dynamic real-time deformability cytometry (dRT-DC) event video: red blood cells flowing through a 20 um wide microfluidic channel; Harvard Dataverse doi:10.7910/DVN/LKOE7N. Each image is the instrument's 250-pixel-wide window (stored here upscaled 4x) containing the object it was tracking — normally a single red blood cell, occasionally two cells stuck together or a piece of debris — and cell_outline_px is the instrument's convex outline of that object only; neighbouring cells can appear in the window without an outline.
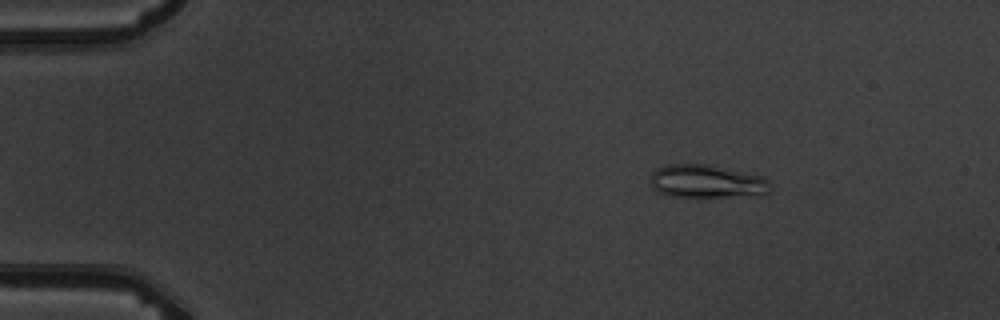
{"species": "common noctule bat (a hibernating species)", "species_latin": "Nyctalus noctula", "temperature_condition": "warm", "stored_images_in_passage": 7, "camera_frame_rate_fps": 3000, "um_per_image_px": 0.085, "animal": {"sex": "male", "body_mass_g": 19.5, "forearm_length_mm": 54.6}, "frame": {"image": 1, "passage_image": 2, "time_ms": 1.0, "image_size_px": [1000, 320], "cell_outline_px": [[768, 192], [760, 196], [668, 196], [652, 188], [652, 172], [668, 164], [704, 164], [760, 176], [768, 180]], "centroid_in_image_um": [60.06, 15.43], "position_along_channel_um": 24.9, "area_um2": 22.54}}
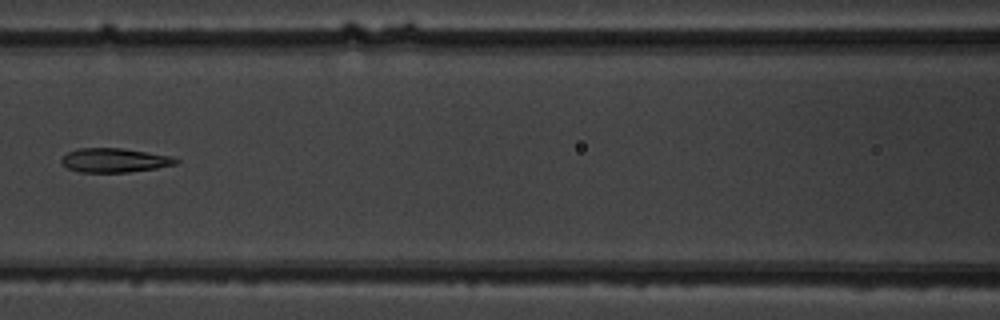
{"frame": {"image": 2, "passage_image": 7, "time_ms": 6.667, "image_size_px": [1000, 320], "cell_outline_px": [[180, 160], [176, 164], [156, 168], [128, 172], [80, 172], [68, 168], [60, 164], [60, 160], [68, 152], [80, 148], [120, 148], [172, 156]], "centroid_in_image_um": [9.72, 13.62], "position_along_channel_um": 156.9, "area_um2": 16.01}}